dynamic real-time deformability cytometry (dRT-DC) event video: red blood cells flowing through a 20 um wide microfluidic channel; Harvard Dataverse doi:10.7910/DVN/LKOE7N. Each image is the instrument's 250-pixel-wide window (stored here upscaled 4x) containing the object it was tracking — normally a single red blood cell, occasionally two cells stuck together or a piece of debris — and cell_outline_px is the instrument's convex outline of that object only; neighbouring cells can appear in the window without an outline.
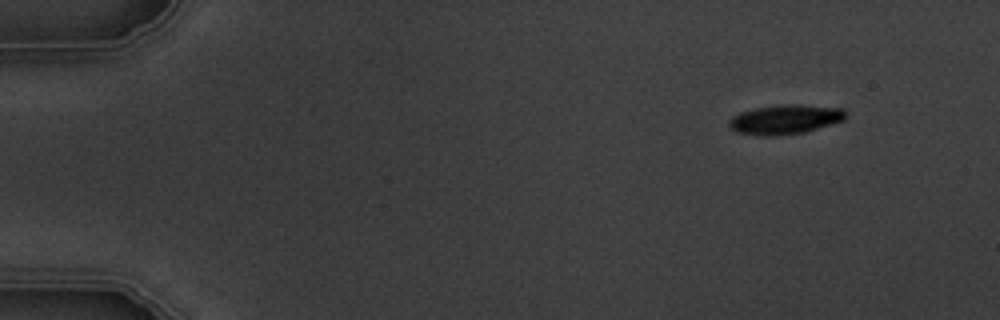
{"species": "common noctule bat (a hibernating species)", "species_latin": "Nyctalus noctula", "temperature_condition": "warm", "stored_images_in_passage": 4, "camera_frame_rate_fps": 3000, "um_per_image_px": 0.085, "animal": {"sex": "male", "body_mass_g": 19.5, "forearm_length_mm": 54.6}, "frame": {"image": 1, "passage_image": 1, "time_ms": 0.0, "image_size_px": [1000, 320], "cell_outline_px": [[848, 116], [844, 120], [804, 132], [772, 136], [760, 136], [736, 132], [728, 124], [732, 116], [740, 112], [756, 108], [788, 104], [792, 104], [844, 108]], "centroid_in_image_um": [66.75, 10.15], "position_along_channel_um": 18.3, "area_um2": 19.88}}
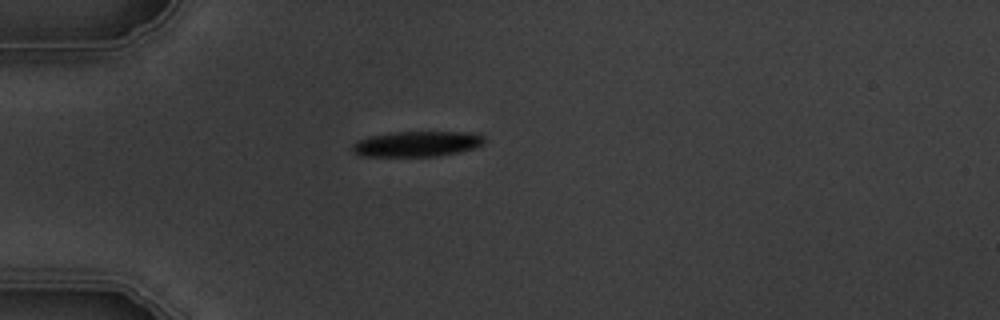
{"frame": {"image": 2, "passage_image": 4, "time_ms": 3.333, "image_size_px": [1000, 320], "cell_outline_px": [[484, 144], [476, 148], [460, 152], [436, 156], [360, 156], [352, 148], [352, 144], [368, 136], [392, 132], [464, 132], [484, 136]], "centroid_in_image_um": [35.46, 12.23], "position_along_channel_um": 49.5, "area_um2": 19.48}}